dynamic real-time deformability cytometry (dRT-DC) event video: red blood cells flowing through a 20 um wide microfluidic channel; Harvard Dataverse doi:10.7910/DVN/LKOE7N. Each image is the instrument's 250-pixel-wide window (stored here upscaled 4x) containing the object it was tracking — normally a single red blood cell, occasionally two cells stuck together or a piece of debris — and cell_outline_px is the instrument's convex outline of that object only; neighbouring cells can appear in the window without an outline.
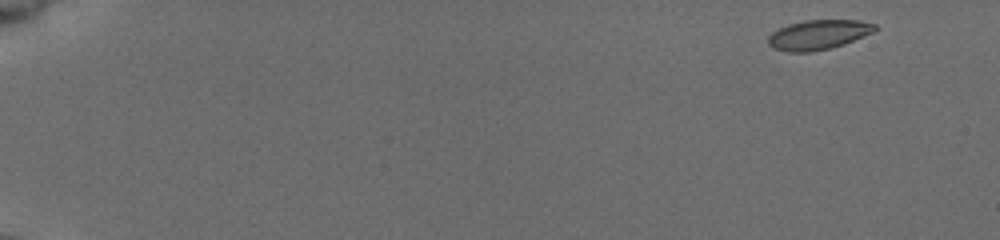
{"species": "common noctule bat (a hibernating species)", "species_latin": "Nyctalus noctula", "temperature_condition": "cold", "stored_images_in_passage": 7, "camera_frame_rate_fps": 3000, "um_per_image_px": 0.085, "animal": {"sex": "female", "body_mass_g": 19.5, "forearm_length_mm": 54.1}, "frame": {"image": 1, "passage_image": 1, "time_ms": 0.0, "image_size_px": [1000, 240], "cell_outline_px": [[876, 28], [872, 32], [844, 44], [828, 48], [808, 52], [788, 52], [772, 48], [768, 44], [768, 36], [772, 32], [788, 24], [804, 20], [856, 20], [876, 24]], "centroid_in_image_um": [69.51, 2.95], "position_along_channel_um": 15.5, "area_um2": 18.26}}